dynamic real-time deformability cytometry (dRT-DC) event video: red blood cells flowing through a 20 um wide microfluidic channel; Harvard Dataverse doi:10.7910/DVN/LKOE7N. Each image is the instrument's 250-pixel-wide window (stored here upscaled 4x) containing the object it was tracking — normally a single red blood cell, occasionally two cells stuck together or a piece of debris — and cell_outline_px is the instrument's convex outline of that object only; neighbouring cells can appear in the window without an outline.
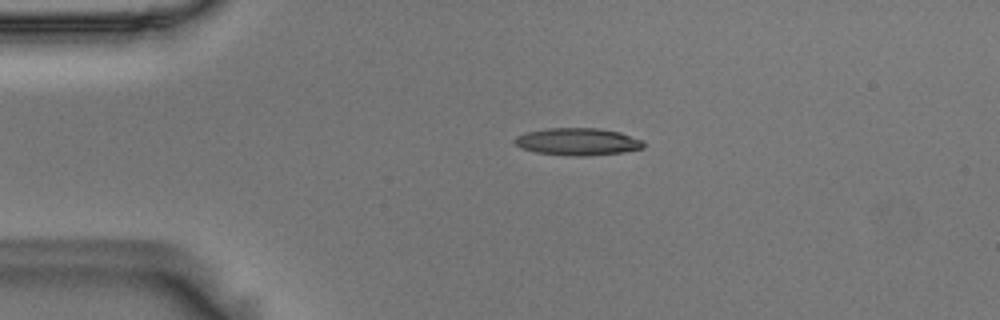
{"species": "Egyptian fruit bat (a non-hibernating species)", "species_latin": "Rousettus aegyptiacus", "temperature_condition": "room temperature", "stored_images_in_passage": 45, "camera_frame_rate_fps": 3000, "um_per_image_px": 0.085, "animal": {"sex": "male"}, "frame": {"image": 1, "passage_image": 1, "time_ms": 0.0, "image_size_px": [1000, 320], "cell_outline_px": [[644, 148], [624, 152], [588, 156], [572, 156], [536, 152], [520, 148], [516, 144], [516, 136], [528, 132], [544, 128], [600, 128], [620, 132], [644, 140]], "centroid_in_image_um": [49.15, 12.04], "position_along_channel_um": 35.9, "area_um2": 20.58}}
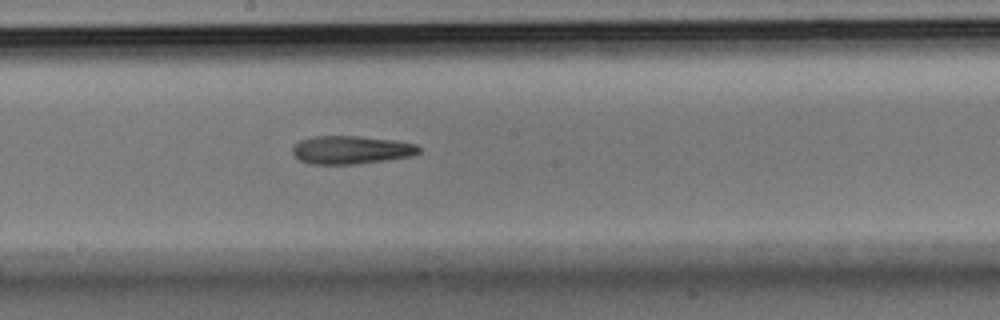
{"frame": {"image": 2, "passage_image": 19, "time_ms": 6.0, "image_size_px": [1000, 320], "cell_outline_px": [[420, 152], [412, 156], [388, 160], [356, 164], [308, 164], [296, 160], [292, 156], [292, 148], [300, 140], [312, 136], [360, 136], [396, 140], [416, 144], [420, 148]], "centroid_in_image_um": [29.81, 12.75], "position_along_channel_um": 218.4, "area_um2": 21.15}}
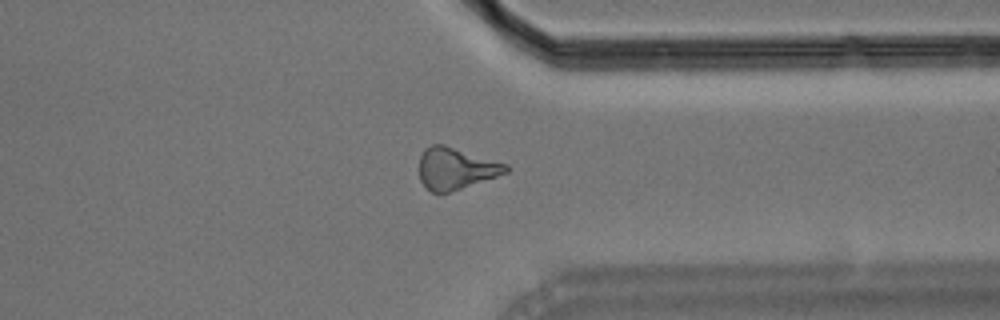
{"frame": {"image": 3, "passage_image": 32, "time_ms": 10.333, "image_size_px": [1000, 320], "cell_outline_px": [[508, 172], [448, 192], [432, 192], [420, 180], [420, 156], [424, 148], [432, 144], [444, 144], [508, 164]], "centroid_in_image_um": [38.73, 14.29], "position_along_channel_um": 372.7, "area_um2": 20.69}}